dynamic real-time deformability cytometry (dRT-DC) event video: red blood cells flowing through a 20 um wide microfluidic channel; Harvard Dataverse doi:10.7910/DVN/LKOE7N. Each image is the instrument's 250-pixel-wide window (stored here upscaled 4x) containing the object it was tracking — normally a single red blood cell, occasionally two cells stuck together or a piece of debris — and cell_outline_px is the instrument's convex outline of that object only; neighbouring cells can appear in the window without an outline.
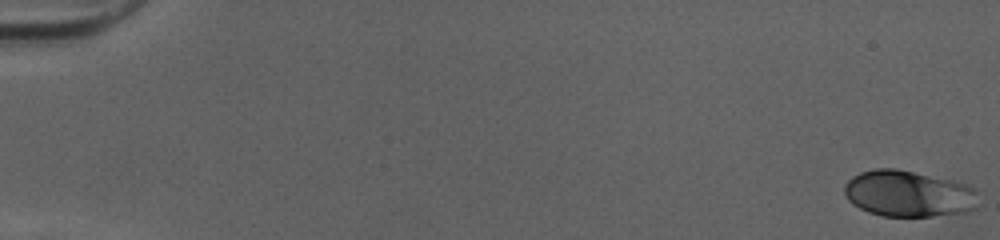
{"species": "human", "species_latin": "Homo sapiens", "temperature_condition": "cold", "stored_images_in_passage": 52, "camera_frame_rate_fps": 3000, "um_per_image_px": 0.085, "donor": {"sex": "female"}, "frame": {"image": 1, "passage_image": 1, "time_ms": 0.0, "image_size_px": [1000, 240], "cell_outline_px": [[976, 208], [968, 212], [932, 216], [884, 216], [868, 212], [852, 204], [848, 200], [844, 192], [844, 184], [852, 176], [860, 172], [872, 168], [896, 168], [952, 180], [968, 184], [976, 188]], "centroid_in_image_um": [77.21, 16.45], "position_along_channel_um": 7.8, "area_um2": 36.47}}
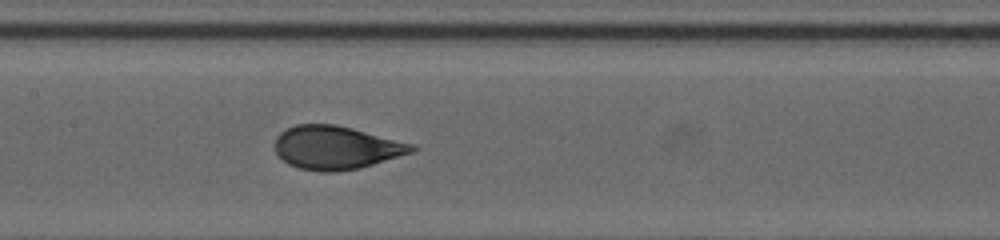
{"frame": {"image": 2, "passage_image": 27, "time_ms": 8.667, "image_size_px": [1000, 240], "cell_outline_px": [[420, 148], [412, 152], [360, 168], [336, 172], [320, 172], [300, 168], [288, 164], [276, 152], [276, 136], [280, 132], [296, 124], [336, 124], [416, 144]], "centroid_in_image_um": [28.6, 12.54], "position_along_channel_um": 178.8, "area_um2": 34.62}}
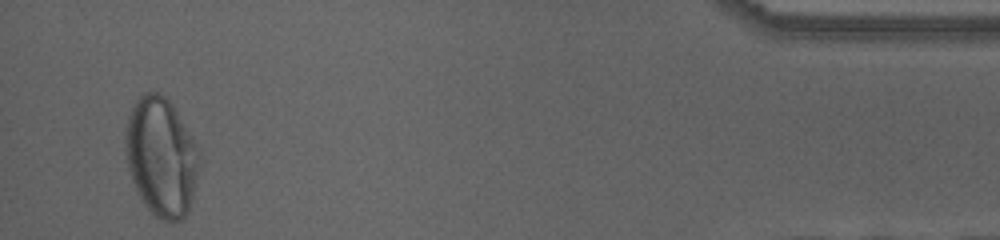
{"frame": {"image": 3, "passage_image": 50, "time_ms": 16.333, "image_size_px": [1000, 240], "cell_outline_px": [[200, 160], [192, 200], [188, 212], [180, 220], [160, 220], [144, 204], [132, 180], [128, 168], [124, 148], [124, 136], [128, 116], [136, 100], [144, 92], [160, 92], [172, 104], [200, 148]], "centroid_in_image_um": [13.71, 13.31], "position_along_channel_um": 421.5, "area_um2": 51.33}, "authors_computed_cell_mechanics": {"area_um2": 35.5759, "velocity_mm_per_s": 4.0467, "shape_relaxation_time_tau1_ms": 3.9779, "shape_relaxation_time_tau2_ms": null, "deformation_change_tau1": 0.1578, "deformation_change_tau2": null}}